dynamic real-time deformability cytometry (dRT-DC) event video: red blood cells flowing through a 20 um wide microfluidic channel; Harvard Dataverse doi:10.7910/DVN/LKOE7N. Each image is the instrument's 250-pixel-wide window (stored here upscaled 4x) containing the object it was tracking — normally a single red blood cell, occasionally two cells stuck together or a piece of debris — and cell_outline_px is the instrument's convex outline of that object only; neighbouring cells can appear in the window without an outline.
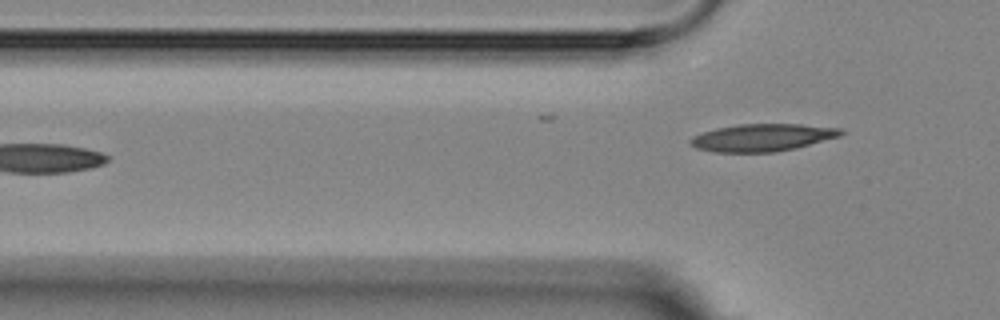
{"species": "Egyptian fruit bat (a non-hibernating species)", "species_latin": "Rousettus aegyptiacus", "temperature_condition": "room temperature", "stored_images_in_passage": 4, "camera_frame_rate_fps": 3000, "um_per_image_px": 0.085, "animal": {"sex": "female"}, "frame": {"image": 1, "passage_image": 4, "time_ms": 3.667, "image_size_px": [1000, 320], "cell_outline_px": [[844, 132], [840, 136], [796, 148], [776, 152], [712, 152], [696, 148], [688, 144], [688, 140], [692, 136], [716, 128], [736, 124], [800, 124], [840, 128]], "centroid_in_image_um": [64.75, 11.69], "position_along_channel_um": 61.0, "area_um2": 24.16}}